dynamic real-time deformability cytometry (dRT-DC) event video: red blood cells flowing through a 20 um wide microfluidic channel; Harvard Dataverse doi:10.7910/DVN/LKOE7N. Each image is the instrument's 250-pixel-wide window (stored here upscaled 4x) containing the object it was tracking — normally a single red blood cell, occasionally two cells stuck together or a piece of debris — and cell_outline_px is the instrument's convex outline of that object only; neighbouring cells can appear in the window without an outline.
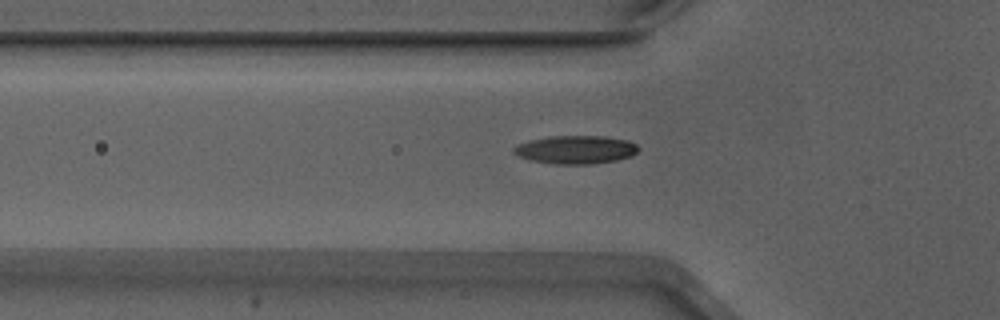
{"species": "Egyptian fruit bat (a non-hibernating species)", "species_latin": "Rousettus aegyptiacus", "temperature_condition": "warm", "stored_images_in_passage": 18, "camera_frame_rate_fps": 3000, "um_per_image_px": 0.085, "animal": {"sex": "male"}, "frame": {"image": 1, "passage_image": 4, "time_ms": 1.0, "image_size_px": [1000, 320], "cell_outline_px": [[640, 148], [632, 156], [616, 160], [592, 164], [556, 164], [532, 160], [520, 156], [512, 152], [512, 148], [516, 144], [532, 140], [552, 136], [604, 136], [628, 140], [636, 144]], "centroid_in_image_um": [48.96, 12.72], "position_along_channel_um": 76.8, "area_um2": 20.46}}
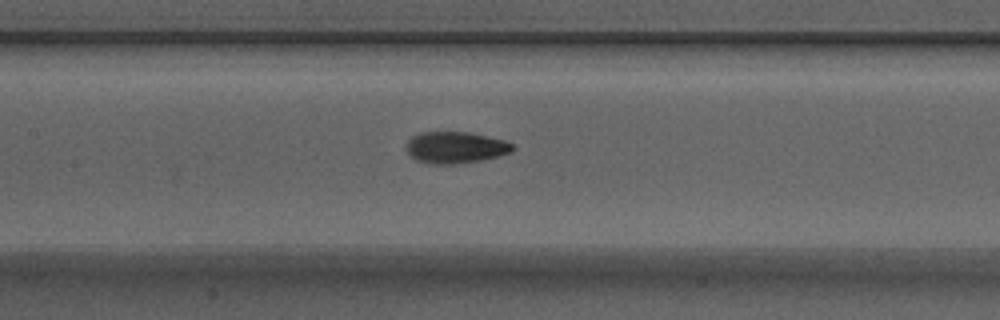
{"frame": {"image": 2, "passage_image": 11, "time_ms": 3.333, "image_size_px": [1000, 320], "cell_outline_px": [[516, 148], [508, 152], [496, 156], [480, 160], [452, 164], [432, 164], [416, 160], [404, 148], [408, 140], [412, 136], [420, 132], [468, 132], [504, 140], [512, 144]], "centroid_in_image_um": [38.66, 12.52], "position_along_channel_um": 168.7, "area_um2": 19.36}}
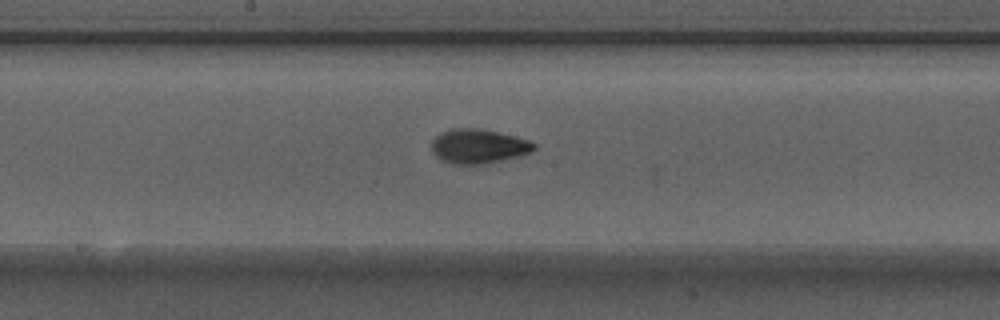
{"frame": {"image": 3, "passage_image": 14, "time_ms": 4.333, "image_size_px": [1000, 320], "cell_outline_px": [[536, 148], [520, 156], [484, 164], [452, 164], [440, 160], [432, 152], [432, 140], [436, 136], [452, 128], [476, 128], [516, 136], [528, 140], [536, 144]], "centroid_in_image_um": [40.65, 12.44], "position_along_channel_um": 207.5, "area_um2": 20.4}}